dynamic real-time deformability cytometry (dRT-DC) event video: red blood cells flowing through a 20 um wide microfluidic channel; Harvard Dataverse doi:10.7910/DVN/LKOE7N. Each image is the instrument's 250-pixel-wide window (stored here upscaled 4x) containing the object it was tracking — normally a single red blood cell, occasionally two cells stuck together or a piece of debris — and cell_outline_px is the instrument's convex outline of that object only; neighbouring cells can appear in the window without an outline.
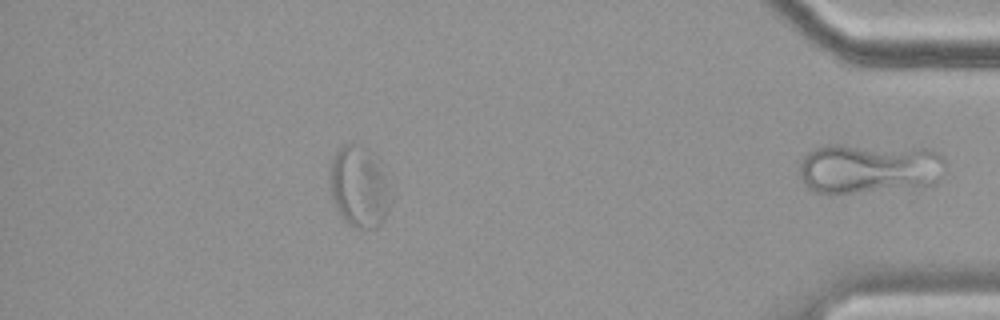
{"species": "common noctule bat (a hibernating species)", "species_latin": "Nyctalus noctula", "temperature_condition": "cold", "stored_images_in_passage": 41, "segment_of_instrument_passage": [2, 2], "camera_frame_rate_fps": 3000, "um_per_image_px": 0.085, "animal": {"sex": "female", "body_mass_g": 19.9}, "frame": {"image": 1, "passage_image": 41, "time_ms": 13.333, "image_size_px": [1000, 320], "cell_outline_px": [[948, 164], [944, 176], [936, 184], [856, 192], [816, 192], [808, 188], [804, 184], [800, 176], [800, 160], [808, 152], [824, 144], [836, 144], [928, 148], [936, 152]], "centroid_in_image_um": [73.92, 14.28], "position_along_channel_um": 361.3, "area_um2": 43.0}}